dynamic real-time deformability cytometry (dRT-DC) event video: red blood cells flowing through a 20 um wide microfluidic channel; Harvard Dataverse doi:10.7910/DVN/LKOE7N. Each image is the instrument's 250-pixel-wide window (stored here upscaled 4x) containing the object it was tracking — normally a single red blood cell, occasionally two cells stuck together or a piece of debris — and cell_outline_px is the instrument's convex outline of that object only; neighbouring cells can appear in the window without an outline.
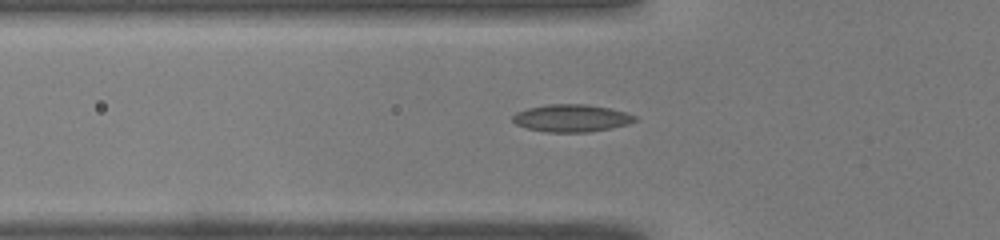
{"species": "common noctule bat (a hibernating species)", "species_latin": "Nyctalus noctula", "temperature_condition": "warm", "stored_images_in_passage": 42, "camera_frame_rate_fps": 3000, "um_per_image_px": 0.085, "animal": {"sex": "male", "body_mass_g": 19.0, "forearm_length_mm": 50.8}, "frame": {"image": 1, "passage_image": 10, "time_ms": 3.0, "image_size_px": [1000, 240], "cell_outline_px": [[636, 120], [628, 124], [612, 128], [588, 132], [544, 132], [528, 128], [516, 124], [512, 120], [512, 116], [516, 112], [528, 108], [548, 104], [588, 104], [608, 108], [624, 112], [636, 116]], "centroid_in_image_um": [48.56, 10.04], "position_along_channel_um": 77.2, "area_um2": 19.48}}
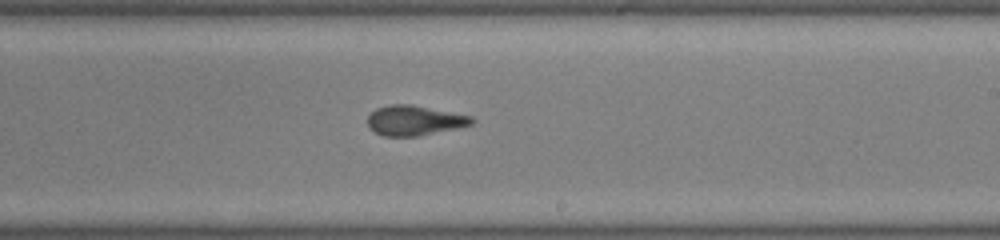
{"frame": {"image": 2, "passage_image": 23, "time_ms": 7.333, "image_size_px": [1000, 240], "cell_outline_px": [[476, 120], [472, 124], [456, 128], [416, 136], [384, 136], [368, 128], [368, 116], [376, 108], [388, 104], [412, 104], [472, 116]], "centroid_in_image_um": [35.21, 10.22], "position_along_channel_um": 253.8, "area_um2": 18.15}}
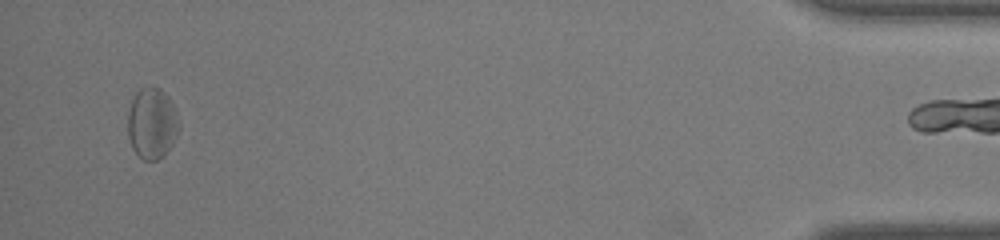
{"frame": {"image": 3, "passage_image": 41, "time_ms": 13.333, "image_size_px": [1000, 240], "cell_outline_px": [[180, 128], [172, 144], [164, 156], [156, 160], [144, 160], [132, 148], [128, 136], [128, 112], [132, 100], [136, 92], [140, 88], [152, 84], [160, 88], [168, 96], [180, 120]], "centroid_in_image_um": [12.93, 10.45], "position_along_channel_um": 422.3, "area_um2": 21.44}, "authors_computed_cell_mechanics": {"area_um2": 19.1896, "velocity_mm_per_s": 4.0691, "shape_relaxation_time_tau1_ms": null, "shape_relaxation_time_tau2_ms": 2.4766, "deformation_change_tau1": null, "deformation_change_tau2": 0.0939}}